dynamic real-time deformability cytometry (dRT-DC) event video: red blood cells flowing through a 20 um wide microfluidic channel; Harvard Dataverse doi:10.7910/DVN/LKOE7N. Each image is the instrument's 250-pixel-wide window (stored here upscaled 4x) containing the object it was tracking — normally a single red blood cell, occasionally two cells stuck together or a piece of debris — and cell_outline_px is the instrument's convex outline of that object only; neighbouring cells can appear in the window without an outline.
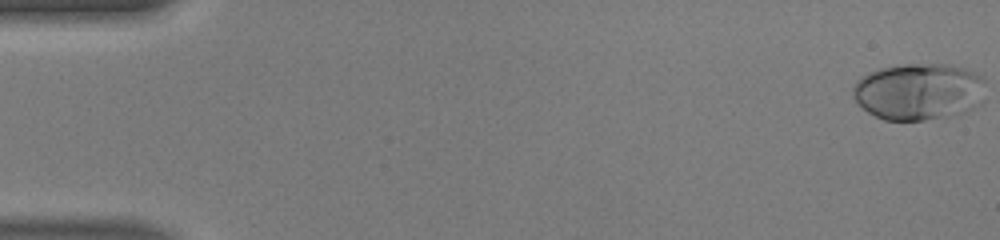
{"species": "human", "species_latin": "Homo sapiens", "temperature_condition": "warm", "stored_images_in_passage": 50, "camera_frame_rate_fps": 3000, "um_per_image_px": 0.085, "donor": {"sex": "male"}, "frame": {"image": 1, "passage_image": 1, "time_ms": 0.0, "image_size_px": [1000, 240], "cell_outline_px": [[984, 104], [964, 112], [948, 116], [924, 120], [884, 120], [868, 112], [852, 96], [852, 88], [856, 80], [860, 76], [880, 68], [904, 64], [948, 64], [964, 68], [984, 76]], "centroid_in_image_um": [78.13, 7.78], "position_along_channel_um": 6.9, "area_um2": 44.45}}
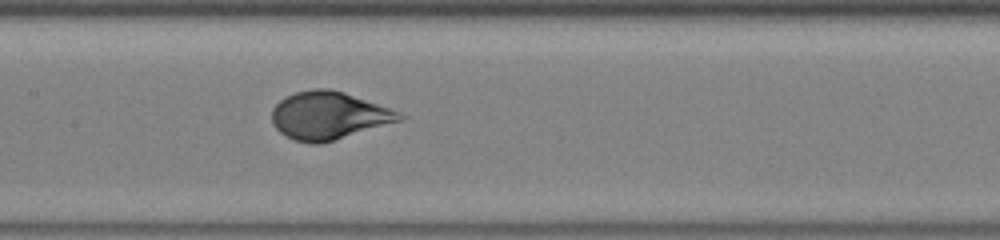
{"frame": {"image": 2, "passage_image": 25, "time_ms": 8.0, "image_size_px": [1000, 240], "cell_outline_px": [[408, 116], [404, 120], [320, 144], [312, 144], [292, 140], [280, 132], [272, 124], [272, 108], [284, 96], [296, 92], [312, 88], [328, 88], [344, 92], [400, 112]], "centroid_in_image_um": [27.93, 9.83], "position_along_channel_um": 179.5, "area_um2": 35.72}}
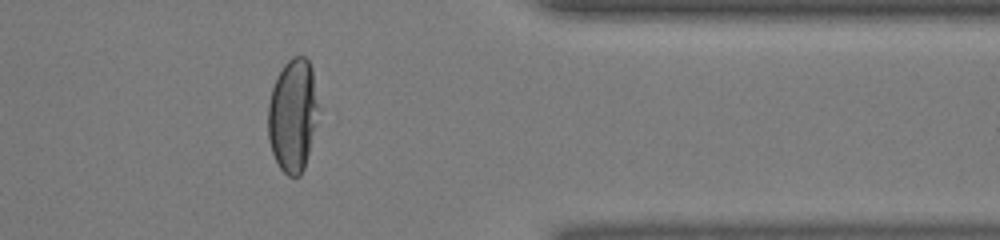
{"frame": {"image": 3, "passage_image": 41, "time_ms": 13.333, "image_size_px": [1000, 240], "cell_outline_px": [[320, 108], [316, 124], [304, 168], [300, 176], [288, 176], [280, 168], [272, 152], [268, 140], [268, 104], [272, 88], [284, 64], [292, 56], [304, 56], [308, 60], [312, 68]], "centroid_in_image_um": [24.9, 9.78], "position_along_channel_um": 386.5, "area_um2": 33.35}, "authors_computed_cell_mechanics": {"area_um2": 37.0498, "velocity_mm_per_s": 4.1491, "shape_relaxation_time_tau1_ms": 3.1008, "shape_relaxation_time_tau2_ms": null, "deformation_change_tau1": 0.215, "deformation_change_tau2": null}}